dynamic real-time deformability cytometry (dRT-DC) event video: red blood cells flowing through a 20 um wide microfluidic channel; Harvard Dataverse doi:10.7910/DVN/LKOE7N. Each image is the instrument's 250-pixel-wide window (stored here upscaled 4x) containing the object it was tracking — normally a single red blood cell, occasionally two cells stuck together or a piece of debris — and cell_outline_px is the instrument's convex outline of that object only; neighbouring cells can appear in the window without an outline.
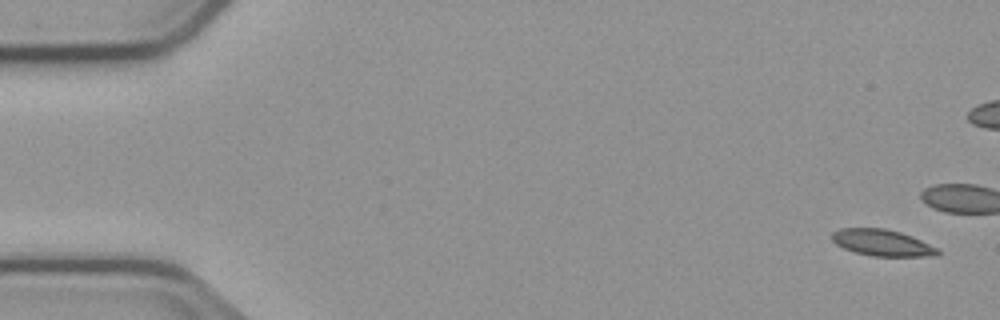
{"species": "common noctule bat (a hibernating species)", "species_latin": "Nyctalus noctula", "temperature_condition": "cold", "stored_images_in_passage": 6, "camera_frame_rate_fps": 3000, "um_per_image_px": 0.085, "animal": {"sex": "male", "body_mass_g": 23.1, "forearm_length_mm": 52.7}, "frame": {"image": 1, "passage_image": 1, "time_ms": 0.0, "image_size_px": [1000, 320], "cell_outline_px": [[940, 252], [936, 256], [872, 256], [856, 252], [844, 248], [836, 244], [832, 240], [832, 232], [840, 228], [884, 228], [900, 232], [940, 248]], "centroid_in_image_um": [75.0, 20.63], "position_along_channel_um": 10.0, "area_um2": 16.24}}